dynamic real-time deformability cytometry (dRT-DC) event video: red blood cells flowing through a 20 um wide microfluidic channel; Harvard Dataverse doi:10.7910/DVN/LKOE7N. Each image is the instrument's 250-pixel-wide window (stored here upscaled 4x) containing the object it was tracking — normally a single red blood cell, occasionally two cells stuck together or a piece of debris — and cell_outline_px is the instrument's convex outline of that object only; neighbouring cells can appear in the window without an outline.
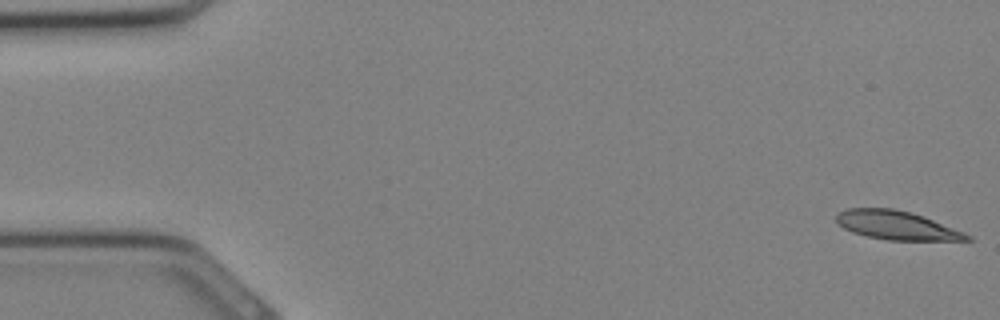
{"species": "Egyptian fruit bat (a non-hibernating species)", "species_latin": "Rousettus aegyptiacus", "temperature_condition": "cold", "stored_images_in_passage": 12, "camera_frame_rate_fps": 3000, "um_per_image_px": 0.085, "animal": {"sex": "female"}, "frame": {"image": 1, "passage_image": 1, "time_ms": 0.0, "image_size_px": [1000, 320], "cell_outline_px": [[972, 240], [888, 240], [868, 236], [852, 232], [844, 228], [836, 220], [836, 216], [840, 212], [848, 208], [892, 208], [908, 212], [932, 220], [964, 232], [972, 236]], "centroid_in_image_um": [76.2, 19.16], "position_along_channel_um": 8.8, "area_um2": 21.39}}
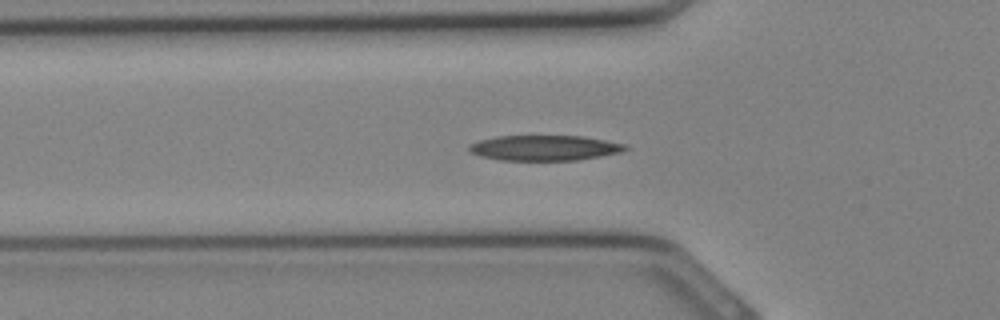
{"frame": {"image": 2, "passage_image": 11, "time_ms": 3.333, "image_size_px": [1000, 320], "cell_outline_px": [[628, 148], [620, 152], [580, 160], [500, 160], [480, 156], [472, 152], [468, 148], [468, 144], [480, 140], [496, 136], [584, 136], [628, 144]], "centroid_in_image_um": [46.3, 12.57], "position_along_channel_um": 79.5, "area_um2": 23.06}}